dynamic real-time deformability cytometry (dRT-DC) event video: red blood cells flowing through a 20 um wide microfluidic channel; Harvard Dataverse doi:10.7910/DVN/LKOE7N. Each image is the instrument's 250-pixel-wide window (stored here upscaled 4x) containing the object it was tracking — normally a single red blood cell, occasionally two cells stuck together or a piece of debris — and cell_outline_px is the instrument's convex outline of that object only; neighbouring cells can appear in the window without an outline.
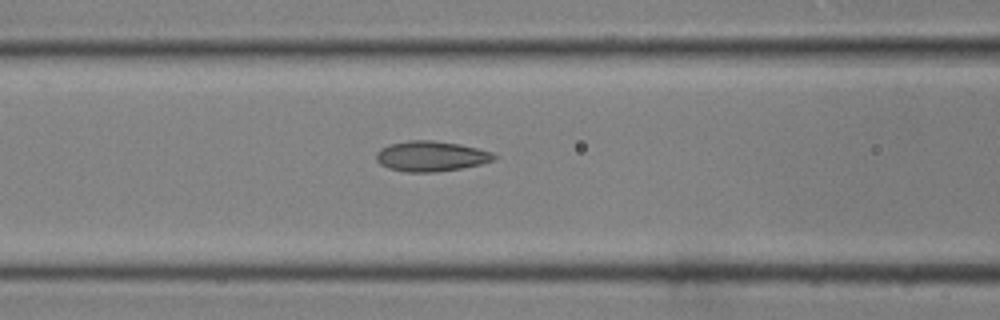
{"species": "common noctule bat (a hibernating species)", "species_latin": "Nyctalus noctula", "temperature_condition": "room temperature", "stored_images_in_passage": 31, "camera_frame_rate_fps": 3000, "um_per_image_px": 0.085, "animal": {"sex": "male", "body_mass_g": 19.0, "forearm_length_mm": 50.8}, "frame": {"image": 1, "passage_image": 12, "time_ms": 3.667, "image_size_px": [1000, 320], "cell_outline_px": [[496, 156], [492, 160], [480, 164], [460, 168], [432, 172], [404, 172], [388, 168], [380, 164], [376, 160], [376, 152], [380, 148], [388, 144], [408, 140], [432, 140], [460, 144], [492, 152]], "centroid_in_image_um": [36.57, 13.27], "position_along_channel_um": 130.0, "area_um2": 20.75}}
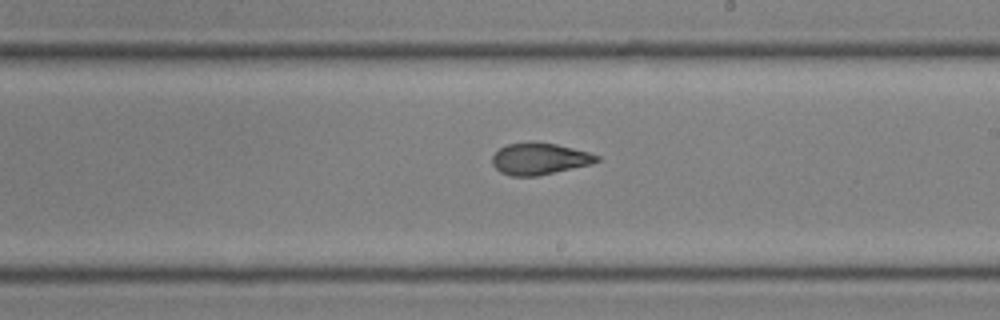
{"frame": {"image": 2, "passage_image": 19, "time_ms": 6.0, "image_size_px": [1000, 320], "cell_outline_px": [[600, 160], [592, 164], [536, 176], [512, 176], [500, 172], [492, 164], [492, 156], [500, 148], [508, 144], [556, 144], [588, 152], [600, 156]], "centroid_in_image_um": [45.87, 13.53], "position_along_channel_um": 243.1, "area_um2": 18.73}}
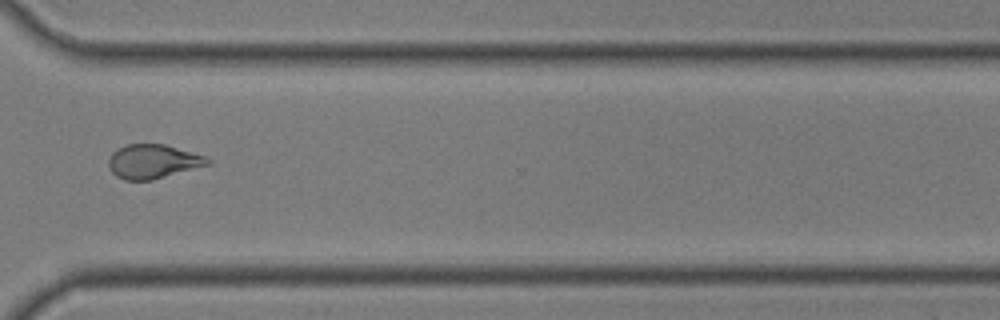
{"frame": {"image": 3, "passage_image": 26, "time_ms": 8.333, "image_size_px": [1000, 320], "cell_outline_px": [[212, 164], [152, 180], [124, 180], [116, 176], [112, 172], [108, 164], [108, 160], [112, 152], [128, 144], [164, 144], [204, 156], [212, 160]], "centroid_in_image_um": [13.01, 13.73], "position_along_channel_um": 357.6, "area_um2": 19.59}}